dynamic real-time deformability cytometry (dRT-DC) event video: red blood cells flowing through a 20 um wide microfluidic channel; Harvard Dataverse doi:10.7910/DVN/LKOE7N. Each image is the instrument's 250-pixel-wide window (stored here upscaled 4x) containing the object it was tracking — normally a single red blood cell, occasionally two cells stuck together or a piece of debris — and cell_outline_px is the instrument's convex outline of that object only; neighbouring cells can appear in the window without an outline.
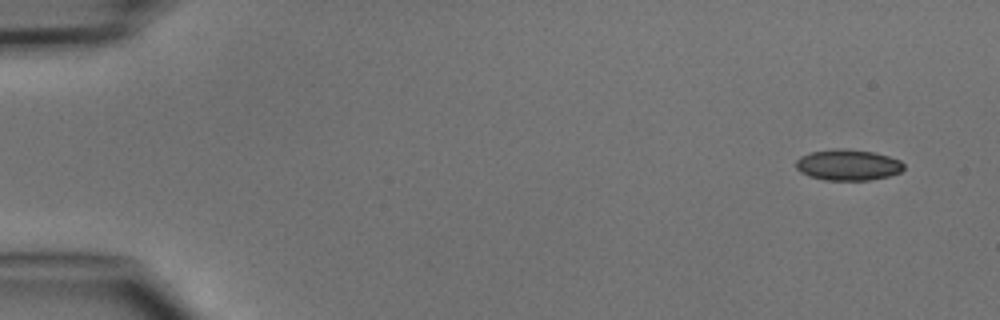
{"species": "common noctule bat (a hibernating species)", "species_latin": "Nyctalus noctula", "temperature_condition": "cold", "stored_images_in_passage": 5, "camera_frame_rate_fps": 3000, "um_per_image_px": 0.085, "animal": {"sex": "male", "body_mass_g": 15.6}, "frame": {"image": 1, "passage_image": 1, "time_ms": 0.0, "image_size_px": [1000, 320], "cell_outline_px": [[904, 168], [900, 172], [888, 176], [868, 180], [824, 180], [808, 176], [800, 172], [796, 168], [796, 160], [800, 156], [812, 152], [832, 148], [840, 148], [872, 152], [888, 156], [900, 160], [904, 164]], "centroid_in_image_um": [72.05, 14.02], "position_along_channel_um": 13.0, "area_um2": 19.48}}
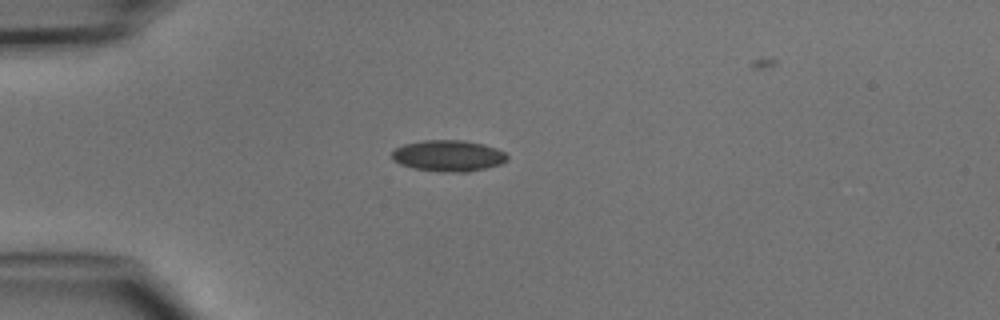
{"frame": {"image": 2, "passage_image": 4, "time_ms": 3.333, "image_size_px": [1000, 320], "cell_outline_px": [[508, 160], [500, 164], [468, 172], [440, 172], [412, 168], [400, 164], [392, 160], [392, 152], [396, 148], [404, 144], [424, 140], [464, 140], [484, 144], [496, 148], [504, 152], [508, 156]], "centroid_in_image_um": [38.1, 13.24], "position_along_channel_um": 46.9, "area_um2": 21.1}}